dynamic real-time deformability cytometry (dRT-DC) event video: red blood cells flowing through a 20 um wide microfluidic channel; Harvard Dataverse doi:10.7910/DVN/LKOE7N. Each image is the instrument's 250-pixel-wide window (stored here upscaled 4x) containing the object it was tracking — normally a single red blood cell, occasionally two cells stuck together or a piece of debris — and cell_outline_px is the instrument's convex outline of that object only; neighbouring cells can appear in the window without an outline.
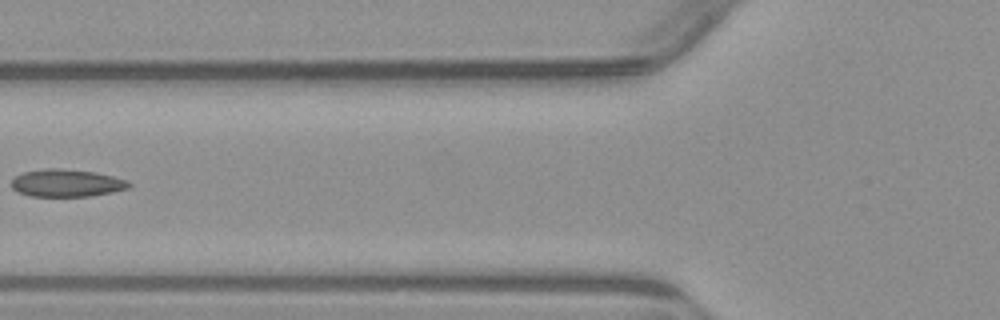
{"species": "common noctule bat (a hibernating species)", "species_latin": "Nyctalus noctula", "temperature_condition": "warm", "stored_images_in_passage": 5, "camera_frame_rate_fps": 3000, "um_per_image_px": 0.085, "animal": {"sex": "male", "body_mass_g": 23.1, "forearm_length_mm": 52.7}, "frame": {"image": 1, "passage_image": 4, "time_ms": 3.667, "image_size_px": [1000, 320], "cell_outline_px": [[132, 184], [128, 188], [112, 192], [92, 196], [32, 196], [16, 192], [12, 188], [12, 180], [16, 176], [24, 172], [48, 168], [60, 168], [96, 172], [128, 180]], "centroid_in_image_um": [5.68, 15.56], "position_along_channel_um": 120.1, "area_um2": 18.84}}
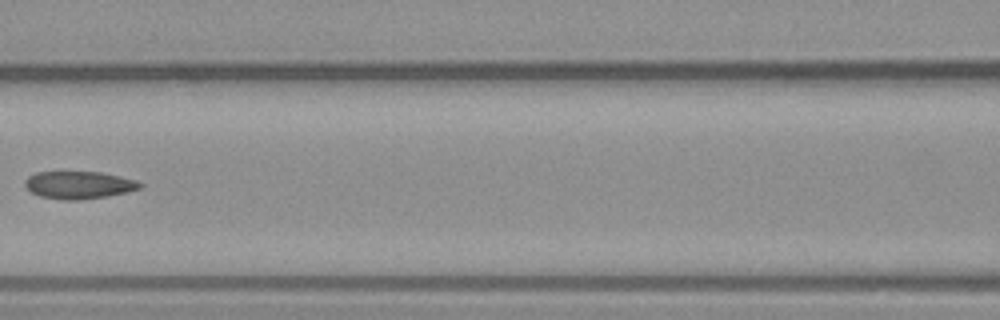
{"frame": {"image": 2, "passage_image": 5, "time_ms": 4.667, "image_size_px": [1000, 320], "cell_outline_px": [[144, 184], [140, 188], [128, 192], [108, 196], [76, 200], [64, 200], [40, 196], [32, 192], [24, 184], [24, 180], [28, 176], [36, 172], [100, 172], [136, 180]], "centroid_in_image_um": [6.71, 15.72], "position_along_channel_um": 159.9, "area_um2": 18.38}}